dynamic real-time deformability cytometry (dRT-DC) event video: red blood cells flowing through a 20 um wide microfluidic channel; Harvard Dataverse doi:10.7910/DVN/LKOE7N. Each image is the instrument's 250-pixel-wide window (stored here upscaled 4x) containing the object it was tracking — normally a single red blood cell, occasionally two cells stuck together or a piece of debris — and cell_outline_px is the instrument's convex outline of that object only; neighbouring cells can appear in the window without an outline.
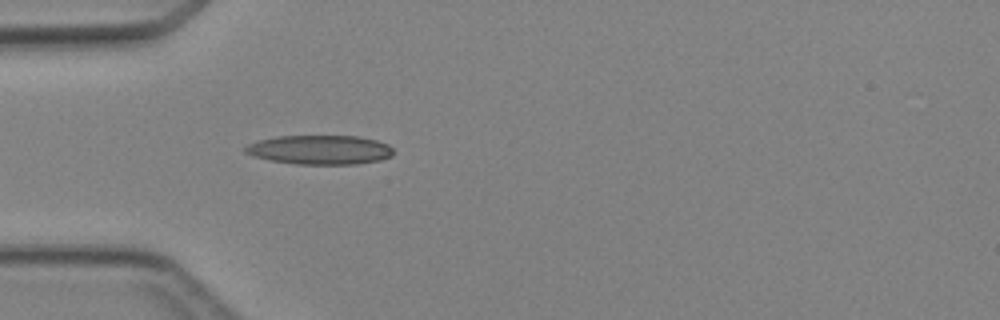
{"species": "Egyptian fruit bat (a non-hibernating species)", "species_latin": "Rousettus aegyptiacus", "temperature_condition": "cold", "stored_images_in_passage": 2, "camera_frame_rate_fps": 3000, "um_per_image_px": 0.085, "animal": {"sex": "female"}, "frame": {"image": 1, "passage_image": 2, "time_ms": 1.333, "image_size_px": [1000, 320], "cell_outline_px": [[392, 156], [380, 160], [356, 164], [296, 164], [268, 160], [252, 156], [244, 152], [244, 148], [248, 144], [256, 140], [276, 136], [360, 136], [376, 140], [388, 144], [392, 148]], "centroid_in_image_um": [27.15, 12.73], "position_along_channel_um": 57.8, "area_um2": 25.43}}